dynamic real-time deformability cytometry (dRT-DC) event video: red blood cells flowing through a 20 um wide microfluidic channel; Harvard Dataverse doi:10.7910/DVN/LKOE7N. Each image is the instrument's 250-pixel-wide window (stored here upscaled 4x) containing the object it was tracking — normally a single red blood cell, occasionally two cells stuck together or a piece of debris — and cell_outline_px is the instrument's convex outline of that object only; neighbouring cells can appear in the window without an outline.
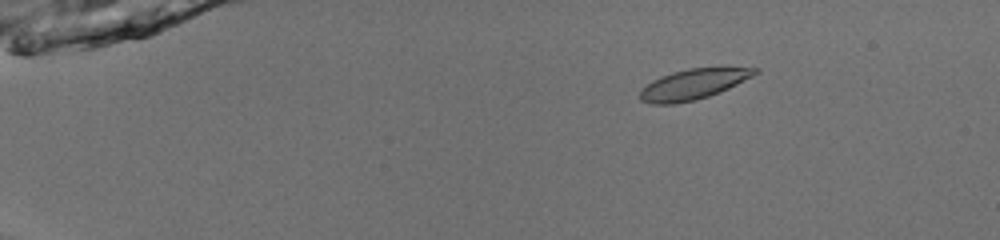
{"species": "common noctule bat (a hibernating species)", "species_latin": "Nyctalus noctula", "temperature_condition": "room temperature", "stored_images_in_passage": 53, "camera_frame_rate_fps": 3000, "um_per_image_px": 0.085, "animal": {"sex": "male", "body_mass_g": 13.0, "forearm_length_mm": 53.1}, "frame": {"image": 1, "passage_image": 10, "time_ms": 3.0, "image_size_px": [1000, 240], "cell_outline_px": [[760, 72], [728, 88], [708, 96], [692, 100], [672, 104], [652, 104], [640, 100], [640, 92], [652, 80], [660, 76], [672, 72], [688, 68], [724, 64], [760, 68]], "centroid_in_image_um": [59.03, 7.08], "position_along_channel_um": 26.0, "area_um2": 20.92}}
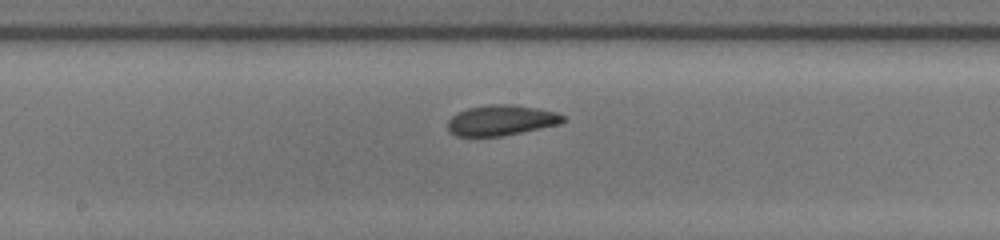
{"frame": {"image": 2, "passage_image": 31, "time_ms": 10.0, "image_size_px": [1000, 240], "cell_outline_px": [[568, 120], [560, 124], [504, 136], [456, 136], [448, 132], [448, 120], [452, 116], [468, 108], [492, 104], [512, 104], [540, 108], [556, 112], [564, 116]], "centroid_in_image_um": [42.64, 10.23], "position_along_channel_um": 205.6, "area_um2": 20.63}}
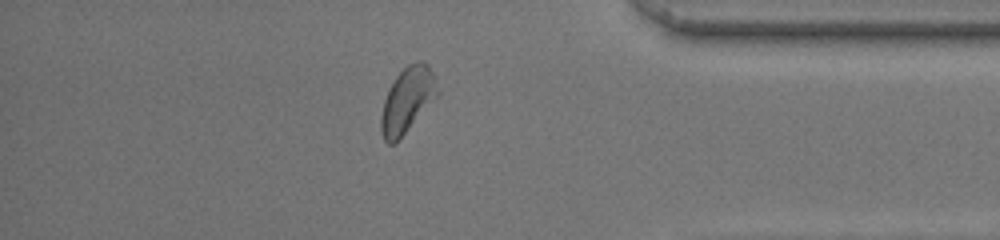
{"frame": {"image": 3, "passage_image": 47, "time_ms": 15.333, "image_size_px": [1000, 240], "cell_outline_px": [[440, 92], [404, 132], [392, 144], [388, 144], [384, 140], [380, 128], [380, 116], [384, 100], [388, 88], [396, 76], [408, 64], [416, 60], [424, 60], [428, 64], [432, 72]], "centroid_in_image_um": [34.6, 8.44], "position_along_channel_um": 400.6, "area_um2": 21.04}, "authors_computed_cell_mechanics": {"area_um2": 20.6924, "velocity_mm_per_s": 3.9695, "shape_relaxation_time_tau1_ms": 6.1538, "shape_relaxation_time_tau2_ms": 2.4234, "deformation_change_tau1": 0.1303, "deformation_change_tau2": 0.0648}}